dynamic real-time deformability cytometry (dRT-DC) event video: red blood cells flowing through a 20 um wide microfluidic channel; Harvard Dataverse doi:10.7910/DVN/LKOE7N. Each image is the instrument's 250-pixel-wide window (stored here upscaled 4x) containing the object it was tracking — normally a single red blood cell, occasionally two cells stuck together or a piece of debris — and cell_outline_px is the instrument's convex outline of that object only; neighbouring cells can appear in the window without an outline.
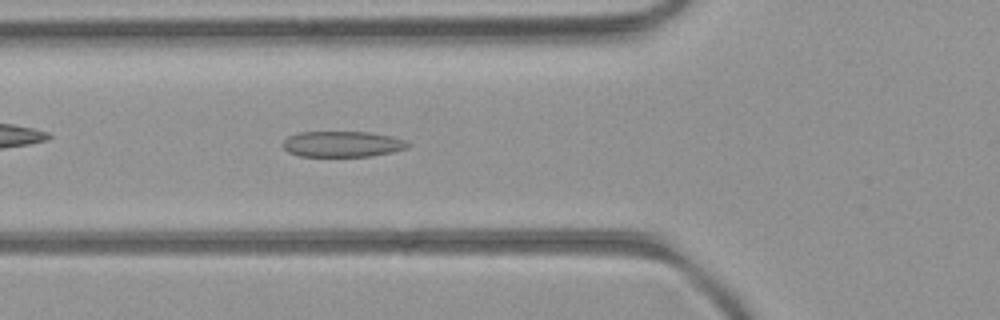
{"species": "common noctule bat (a hibernating species)", "species_latin": "Nyctalus noctula", "temperature_condition": "room temperature", "stored_images_in_passage": 49, "camera_frame_rate_fps": 3000, "um_per_image_px": 0.085, "animal": {"sex": "female", "body_mass_g": 21.9}, "frame": {"image": 1, "passage_image": 17, "time_ms": 5.333, "image_size_px": [1000, 320], "cell_outline_px": [[412, 144], [408, 148], [392, 152], [368, 156], [300, 156], [288, 152], [280, 144], [288, 136], [300, 132], [368, 132], [392, 136], [408, 140]], "centroid_in_image_um": [29.13, 12.24], "position_along_channel_um": 96.7, "area_um2": 18.96}}
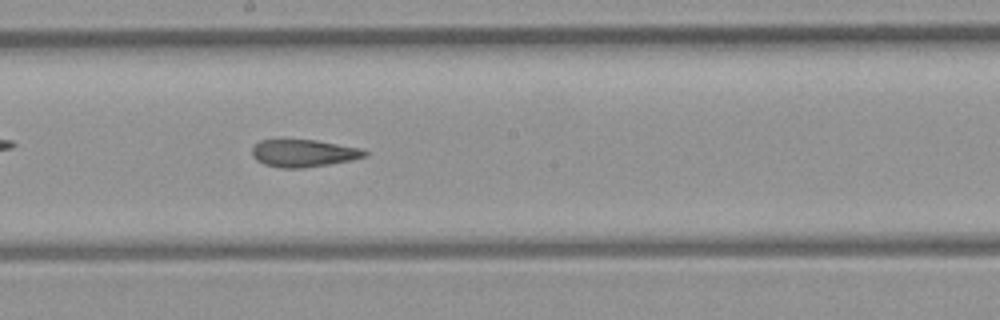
{"frame": {"image": 2, "passage_image": 26, "time_ms": 8.333, "image_size_px": [1000, 320], "cell_outline_px": [[368, 156], [352, 160], [304, 168], [280, 168], [264, 164], [256, 160], [252, 156], [252, 148], [260, 140], [316, 140], [360, 148], [368, 152]], "centroid_in_image_um": [25.81, 13.03], "position_along_channel_um": 222.4, "area_um2": 17.98}}
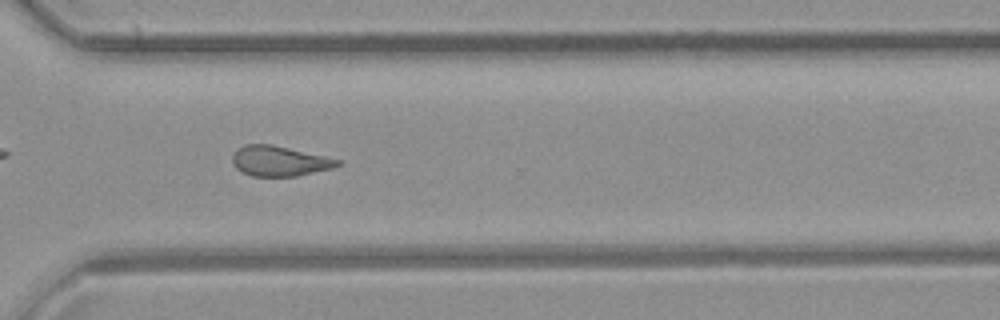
{"frame": {"image": 3, "passage_image": 35, "time_ms": 11.333, "image_size_px": [1000, 320], "cell_outline_px": [[344, 164], [332, 168], [296, 176], [252, 176], [236, 168], [232, 160], [232, 156], [236, 148], [244, 144], [272, 144], [344, 160]], "centroid_in_image_um": [23.79, 13.67], "position_along_channel_um": 346.8, "area_um2": 18.67}, "authors_computed_cell_mechanics": {"area_um2": 19.5364, "velocity_mm_per_s": 4.163, "shape_relaxation_time_tau1_ms": null, "shape_relaxation_time_tau2_ms": 2.4828, "deformation_change_tau1": null, "deformation_change_tau2": 0.1113}}